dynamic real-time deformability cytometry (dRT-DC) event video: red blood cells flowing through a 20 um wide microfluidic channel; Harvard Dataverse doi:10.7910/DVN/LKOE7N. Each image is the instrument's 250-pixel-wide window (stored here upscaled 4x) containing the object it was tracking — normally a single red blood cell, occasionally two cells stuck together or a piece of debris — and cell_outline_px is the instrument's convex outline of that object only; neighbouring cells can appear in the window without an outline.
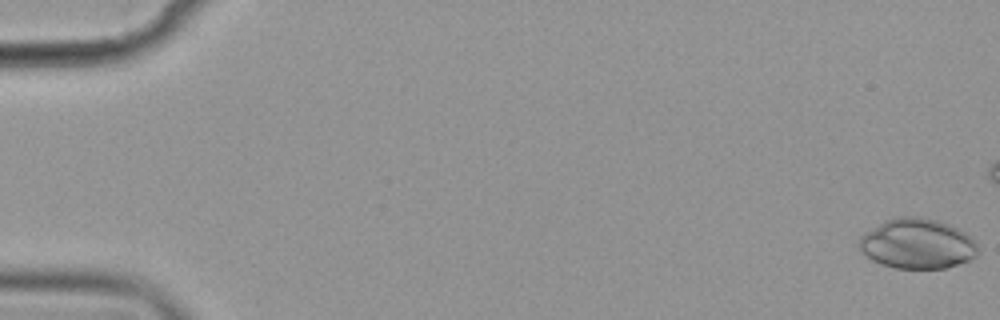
{"species": "common noctule bat (a hibernating species)", "species_latin": "Nyctalus noctula", "temperature_condition": "cold", "stored_images_in_passage": 48, "camera_frame_rate_fps": 3000, "um_per_image_px": 0.085, "animal": {"sex": "female", "body_mass_g": 19.9}, "frame": {"image": 1, "passage_image": 1, "time_ms": 0.0, "image_size_px": [1000, 320], "cell_outline_px": [[976, 256], [972, 260], [944, 268], [896, 268], [872, 260], [860, 252], [860, 236], [864, 232], [884, 220], [900, 216], [920, 216], [936, 220], [948, 224], [972, 236], [976, 240]], "centroid_in_image_um": [77.97, 20.7], "position_along_channel_um": 7.0, "area_um2": 34.74}}
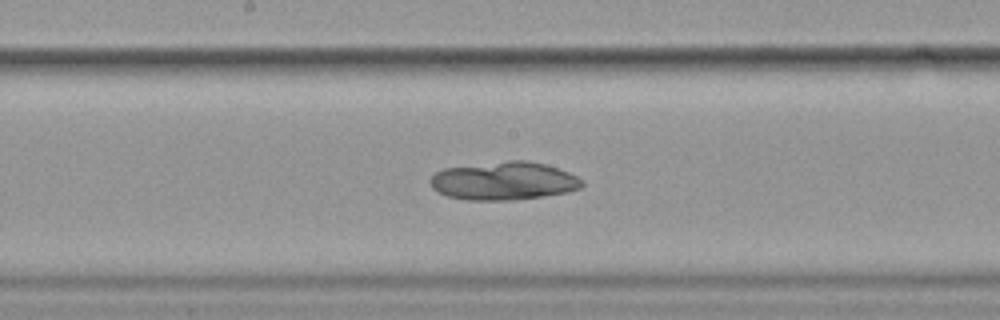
{"frame": {"image": 2, "passage_image": 31, "time_ms": 10.0, "image_size_px": [1000, 320], "cell_outline_px": [[584, 184], [580, 188], [568, 192], [544, 196], [512, 200], [468, 200], [448, 196], [432, 188], [428, 180], [436, 172], [444, 168], [508, 160], [528, 160], [544, 164], [568, 172], [584, 180]], "centroid_in_image_um": [42.83, 15.37], "position_along_channel_um": 205.4, "area_um2": 33.81}}
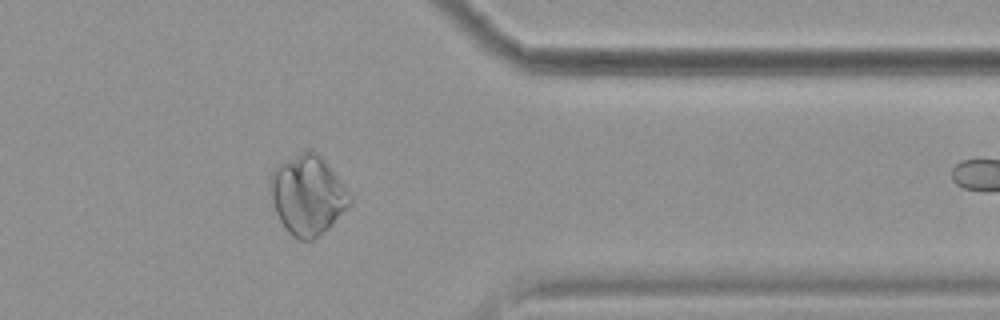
{"frame": {"image": 3, "passage_image": 47, "time_ms": 15.333, "image_size_px": [1000, 320], "cell_outline_px": [[352, 204], [328, 228], [312, 240], [300, 240], [292, 236], [284, 228], [276, 212], [268, 192], [268, 184], [272, 172], [280, 164], [300, 152], [308, 148], [312, 148], [328, 164], [352, 196]], "centroid_in_image_um": [26.14, 16.58], "position_along_channel_um": 385.3, "area_um2": 36.99}}